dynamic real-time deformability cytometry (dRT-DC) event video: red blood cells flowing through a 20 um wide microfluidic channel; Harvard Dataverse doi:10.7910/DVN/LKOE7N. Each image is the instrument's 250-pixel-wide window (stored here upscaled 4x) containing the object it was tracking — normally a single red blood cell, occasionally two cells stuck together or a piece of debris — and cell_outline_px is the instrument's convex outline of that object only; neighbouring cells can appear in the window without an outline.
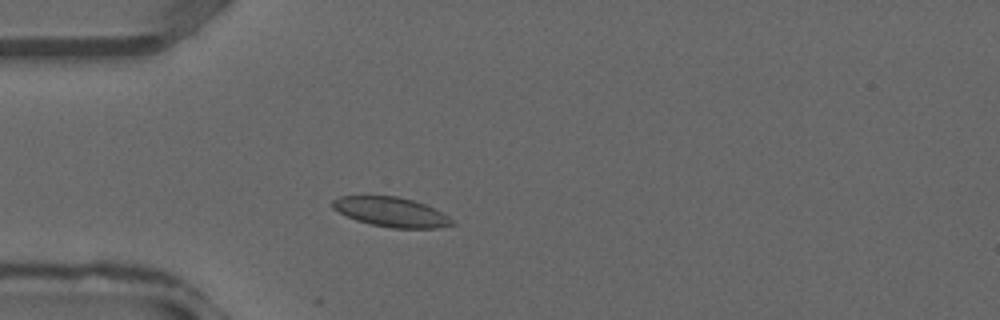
{"species": "common noctule bat (a hibernating species)", "species_latin": "Nyctalus noctula", "temperature_condition": "warm", "stored_images_in_passage": 33, "camera_frame_rate_fps": 3000, "um_per_image_px": 0.085, "animal": {"sex": "male", "forearm_length_mm": 52.5}, "frame": {"image": 1, "passage_image": 6, "time_ms": 1.667, "image_size_px": [1000, 320], "cell_outline_px": [[456, 224], [436, 228], [392, 228], [372, 224], [356, 220], [332, 208], [332, 200], [340, 196], [396, 196], [412, 200], [424, 204], [448, 216]], "centroid_in_image_um": [33.24, 18.02], "position_along_channel_um": 51.8, "area_um2": 20.29}}
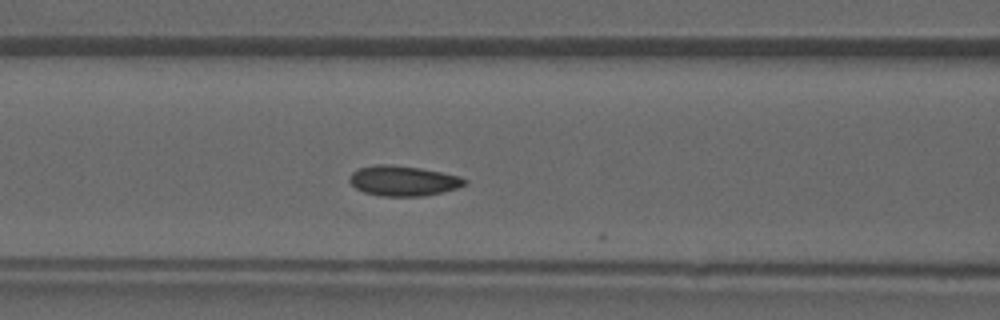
{"frame": {"image": 2, "passage_image": 11, "time_ms": 3.333, "image_size_px": [1000, 320], "cell_outline_px": [[468, 180], [464, 184], [456, 188], [424, 196], [380, 196], [364, 192], [356, 188], [348, 180], [352, 172], [360, 168], [376, 164], [388, 164], [420, 168], [460, 176]], "centroid_in_image_um": [34.24, 15.36], "position_along_channel_um": 132.4, "area_um2": 20.06}}
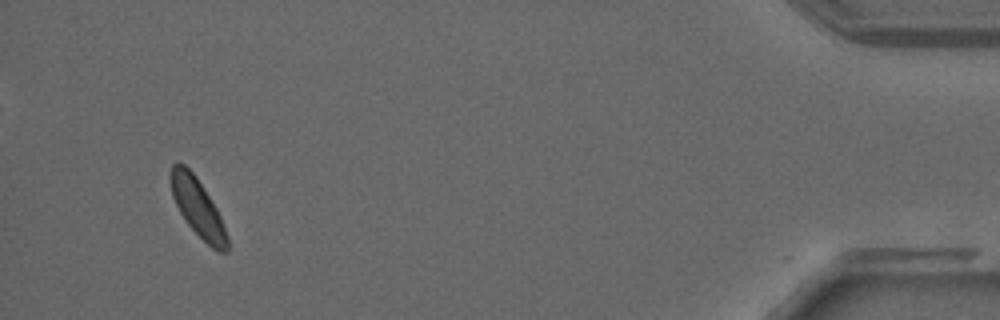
{"frame": {"image": 3, "passage_image": 31, "time_ms": 10.0, "image_size_px": [1000, 320], "cell_outline_px": [[228, 252], [216, 252], [188, 224], [180, 212], [172, 196], [168, 180], [168, 176], [172, 164], [176, 160], [180, 160], [196, 176], [216, 208], [220, 216], [228, 236]], "centroid_in_image_um": [16.76, 17.58], "position_along_channel_um": 418.4, "area_um2": 19.25}}